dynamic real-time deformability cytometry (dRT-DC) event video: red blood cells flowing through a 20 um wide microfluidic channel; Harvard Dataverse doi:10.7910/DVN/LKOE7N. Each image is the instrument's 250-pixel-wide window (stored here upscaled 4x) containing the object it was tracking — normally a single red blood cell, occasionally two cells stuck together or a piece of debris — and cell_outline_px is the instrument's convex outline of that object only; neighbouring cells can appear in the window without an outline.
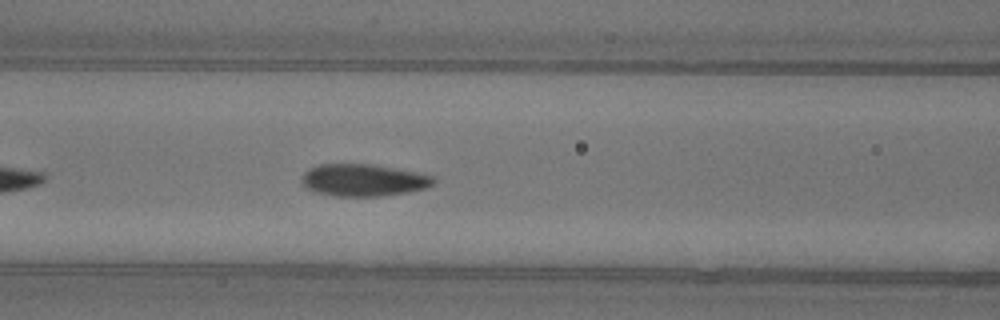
{"species": "common noctule bat (a hibernating species)", "species_latin": "Nyctalus noctula", "temperature_condition": "warm", "stored_images_in_passage": 24, "camera_frame_rate_fps": 3000, "um_per_image_px": 0.085, "animal": {"sex": "female"}, "frame": {"image": 1, "passage_image": 8, "time_ms": 2.333, "image_size_px": [1000, 320], "cell_outline_px": [[436, 180], [432, 184], [424, 188], [408, 192], [384, 196], [336, 196], [316, 192], [308, 188], [300, 180], [300, 176], [308, 168], [316, 164], [368, 164], [416, 172], [436, 176]], "centroid_in_image_um": [30.86, 15.31], "position_along_channel_um": 135.7, "area_um2": 24.68}}
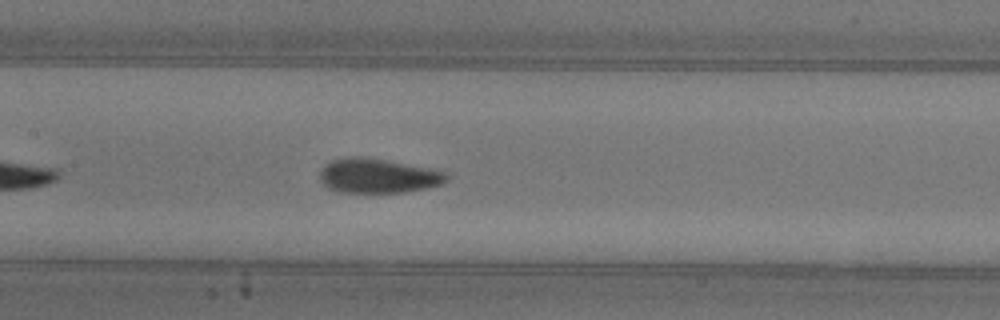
{"frame": {"image": 2, "passage_image": 11, "time_ms": 3.333, "image_size_px": [1000, 320], "cell_outline_px": [[448, 180], [440, 184], [424, 188], [404, 192], [340, 192], [328, 188], [320, 180], [320, 172], [332, 160], [356, 156], [364, 156], [428, 168], [448, 172]], "centroid_in_image_um": [32.14, 14.94], "position_along_channel_um": 175.3, "area_um2": 25.09}}